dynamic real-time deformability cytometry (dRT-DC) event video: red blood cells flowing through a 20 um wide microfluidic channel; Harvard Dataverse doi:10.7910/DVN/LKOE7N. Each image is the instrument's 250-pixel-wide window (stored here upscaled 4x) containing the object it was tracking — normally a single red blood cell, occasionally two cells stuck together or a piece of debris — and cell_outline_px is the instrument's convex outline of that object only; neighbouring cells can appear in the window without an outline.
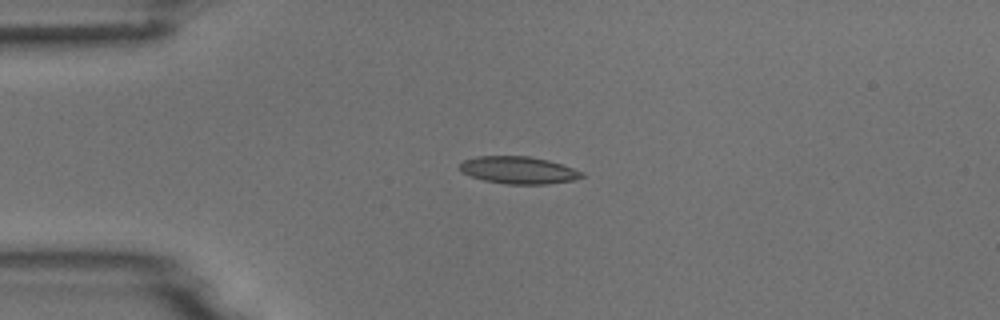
{"species": "common noctule bat (a hibernating species)", "species_latin": "Nyctalus noctula", "temperature_condition": "room temperature", "stored_images_in_passage": 4, "camera_frame_rate_fps": 3000, "um_per_image_px": 0.085, "animal": {"sex": "male", "body_mass_g": 18.8}, "frame": {"image": 1, "passage_image": 3, "time_ms": 3.333, "image_size_px": [1000, 320], "cell_outline_px": [[584, 176], [572, 180], [548, 184], [508, 184], [484, 180], [472, 176], [464, 172], [460, 168], [460, 164], [464, 160], [476, 156], [528, 156], [548, 160], [584, 172]], "centroid_in_image_um": [44.08, 14.46], "position_along_channel_um": 40.9, "area_um2": 19.13}}